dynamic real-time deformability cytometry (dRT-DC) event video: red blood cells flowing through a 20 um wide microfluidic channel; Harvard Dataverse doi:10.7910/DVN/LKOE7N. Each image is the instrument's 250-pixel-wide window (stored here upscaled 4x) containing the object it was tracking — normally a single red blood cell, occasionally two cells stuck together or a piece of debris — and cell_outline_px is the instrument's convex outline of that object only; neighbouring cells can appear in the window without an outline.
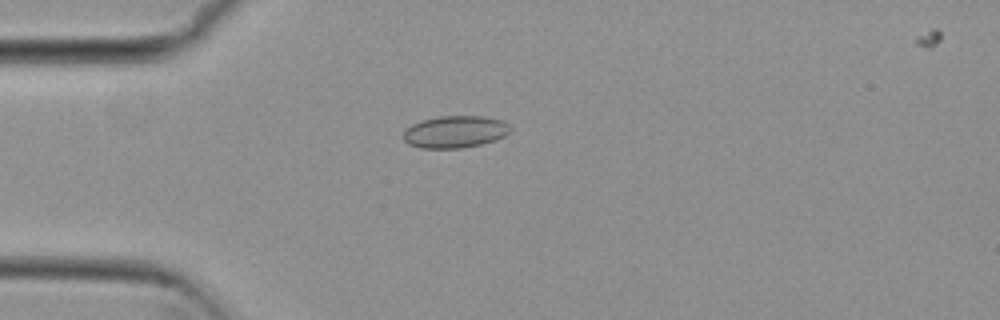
{"species": "common noctule bat (a hibernating species)", "species_latin": "Nyctalus noctula", "temperature_condition": "cold", "stored_images_in_passage": 44, "camera_frame_rate_fps": 3000, "um_per_image_px": 0.085, "animal": {"sex": "female", "body_mass_g": 29.2, "forearm_length_mm": 56.3}, "frame": {"image": 1, "passage_image": 4, "time_ms": 1.0, "image_size_px": [1000, 320], "cell_outline_px": [[512, 128], [504, 136], [496, 140], [480, 144], [460, 148], [420, 148], [408, 144], [404, 140], [404, 132], [412, 124], [424, 120], [440, 116], [484, 116], [504, 120]], "centroid_in_image_um": [38.71, 11.2], "position_along_channel_um": 46.3, "area_um2": 19.94}}
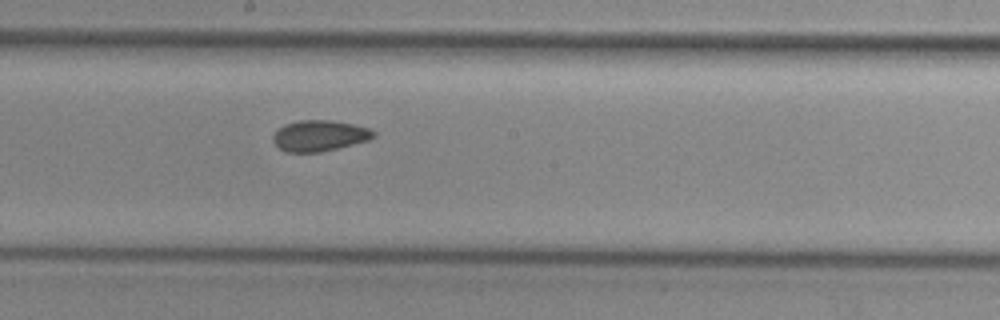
{"frame": {"image": 2, "passage_image": 19, "time_ms": 6.0, "image_size_px": [1000, 320], "cell_outline_px": [[376, 136], [368, 140], [320, 152], [284, 152], [272, 140], [272, 136], [284, 124], [300, 120], [328, 120], [352, 124], [368, 128], [376, 132]], "centroid_in_image_um": [27.14, 11.53], "position_along_channel_um": 221.1, "area_um2": 17.92}}
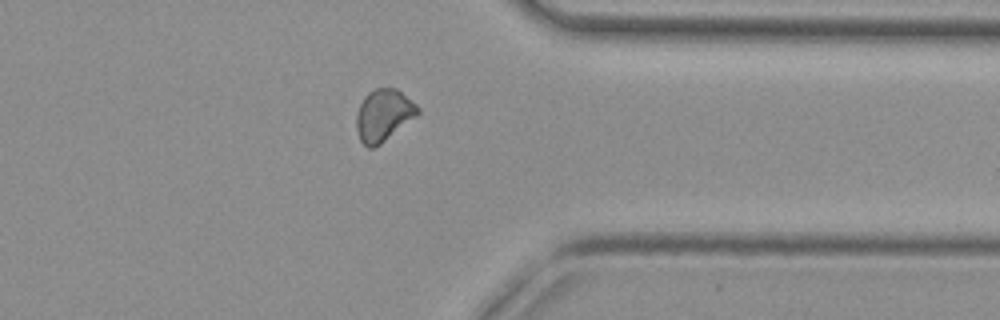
{"frame": {"image": 3, "passage_image": 32, "time_ms": 10.333, "image_size_px": [1000, 320], "cell_outline_px": [[420, 112], [416, 116], [380, 144], [372, 148], [368, 148], [360, 140], [356, 128], [356, 112], [364, 96], [368, 92], [376, 88], [396, 88], [416, 104], [420, 108]], "centroid_in_image_um": [32.58, 9.78], "position_along_channel_um": 378.8, "area_um2": 18.44}, "authors_computed_cell_mechanics": {"area_um2": 18.3515, "velocity_mm_per_s": 3.8156, "shape_relaxation_time_tau1_ms": null, "shape_relaxation_time_tau2_ms": 4.8767, "deformation_change_tau1": null, "deformation_change_tau2": 0.0824}}